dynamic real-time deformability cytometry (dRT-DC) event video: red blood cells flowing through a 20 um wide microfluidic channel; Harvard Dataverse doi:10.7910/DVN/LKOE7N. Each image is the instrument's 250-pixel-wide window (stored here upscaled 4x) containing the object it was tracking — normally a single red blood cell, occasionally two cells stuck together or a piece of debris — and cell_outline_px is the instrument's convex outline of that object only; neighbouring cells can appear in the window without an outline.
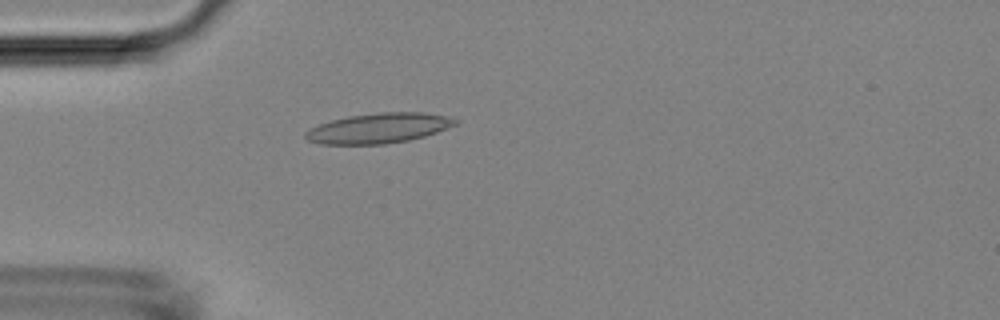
{"species": "Egyptian fruit bat (a non-hibernating species)", "species_latin": "Rousettus aegyptiacus", "temperature_condition": "room temperature", "stored_images_in_passage": 4, "camera_frame_rate_fps": 3000, "um_per_image_px": 0.085, "animal": {"sex": "female"}, "frame": {"image": 1, "passage_image": 4, "time_ms": 4.333, "image_size_px": [1000, 320], "cell_outline_px": [[460, 120], [456, 124], [448, 128], [424, 136], [408, 140], [384, 144], [320, 144], [308, 140], [304, 136], [304, 132], [308, 128], [332, 120], [348, 116], [380, 112], [424, 112], [444, 116]], "centroid_in_image_um": [32.16, 10.89], "position_along_channel_um": 52.8, "area_um2": 26.18}}